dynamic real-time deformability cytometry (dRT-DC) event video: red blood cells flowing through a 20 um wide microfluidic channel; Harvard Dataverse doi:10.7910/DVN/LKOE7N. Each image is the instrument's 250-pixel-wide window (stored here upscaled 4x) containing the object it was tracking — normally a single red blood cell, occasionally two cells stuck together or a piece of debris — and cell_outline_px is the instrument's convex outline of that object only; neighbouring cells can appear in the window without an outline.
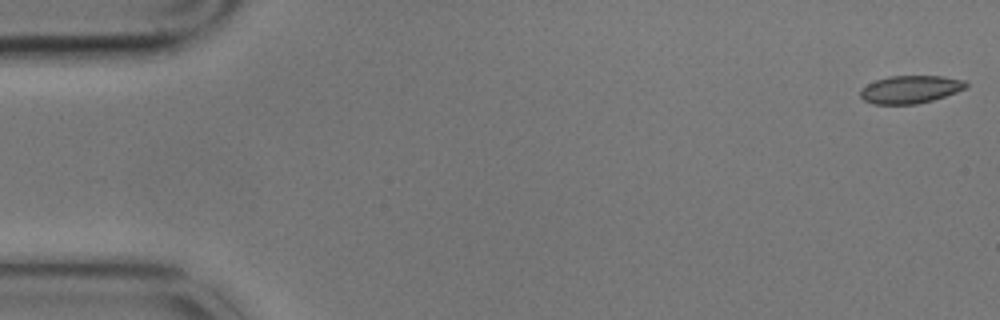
{"species": "common noctule bat (a hibernating species)", "species_latin": "Nyctalus noctula", "temperature_condition": "cold", "stored_images_in_passage": 5, "camera_frame_rate_fps": 3000, "um_per_image_px": 0.085, "animal": {"sex": "male", "body_mass_g": 17.9}, "frame": {"image": 1, "passage_image": 1, "time_ms": 0.0, "image_size_px": [1000, 320], "cell_outline_px": [[968, 84], [964, 88], [956, 92], [932, 100], [916, 104], [872, 104], [864, 100], [860, 96], [860, 88], [876, 80], [888, 76], [944, 76], [964, 80]], "centroid_in_image_um": [77.35, 7.59], "position_along_channel_um": 7.7, "area_um2": 17.05}}
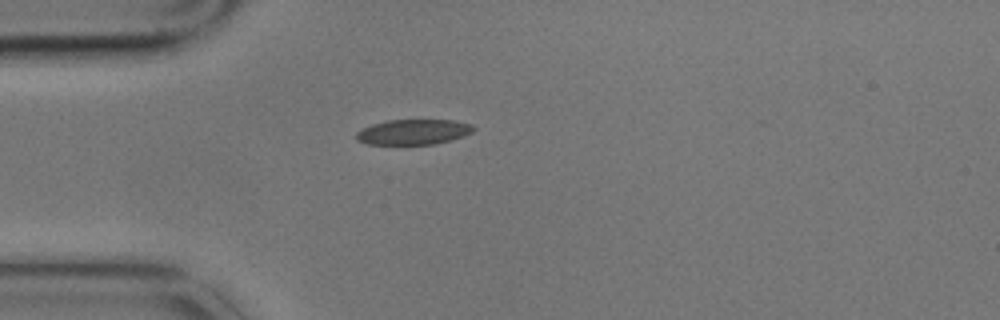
{"frame": {"image": 2, "passage_image": 4, "time_ms": 1.0, "image_size_px": [1000, 320], "cell_outline_px": [[476, 128], [472, 132], [464, 136], [452, 140], [432, 144], [368, 144], [356, 140], [356, 132], [372, 124], [388, 120], [456, 120], [472, 124]], "centroid_in_image_um": [35.17, 11.21], "position_along_channel_um": 49.8, "area_um2": 17.28}}